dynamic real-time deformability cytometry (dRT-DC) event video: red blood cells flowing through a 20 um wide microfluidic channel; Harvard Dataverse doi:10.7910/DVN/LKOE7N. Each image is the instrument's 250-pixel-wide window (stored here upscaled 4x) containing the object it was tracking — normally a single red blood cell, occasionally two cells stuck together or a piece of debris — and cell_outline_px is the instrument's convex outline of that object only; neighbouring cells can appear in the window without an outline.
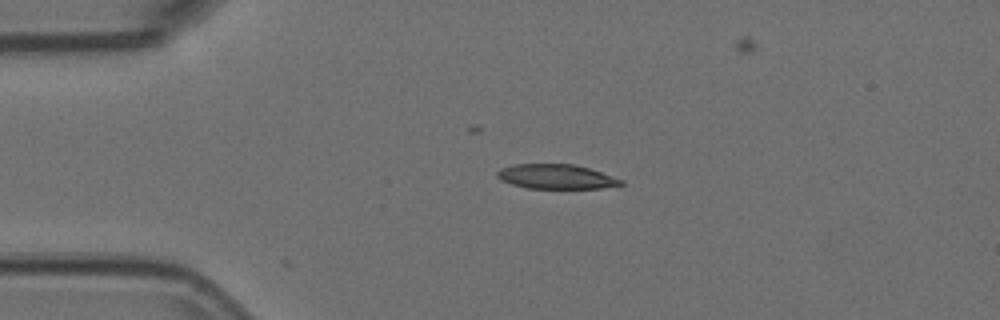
{"species": "Egyptian fruit bat (a non-hibernating species)", "species_latin": "Rousettus aegyptiacus", "temperature_condition": "room temperature", "stored_images_in_passage": 47, "camera_frame_rate_fps": 3000, "um_per_image_px": 0.085, "animal": {"sex": "female"}, "frame": {"image": 1, "passage_image": 11, "time_ms": 3.333, "image_size_px": [1000, 320], "cell_outline_px": [[624, 184], [600, 188], [528, 188], [512, 184], [500, 180], [496, 176], [496, 172], [504, 168], [516, 164], [572, 164], [588, 168], [624, 180]], "centroid_in_image_um": [47.27, 15.01], "position_along_channel_um": 37.7, "area_um2": 17.46}}
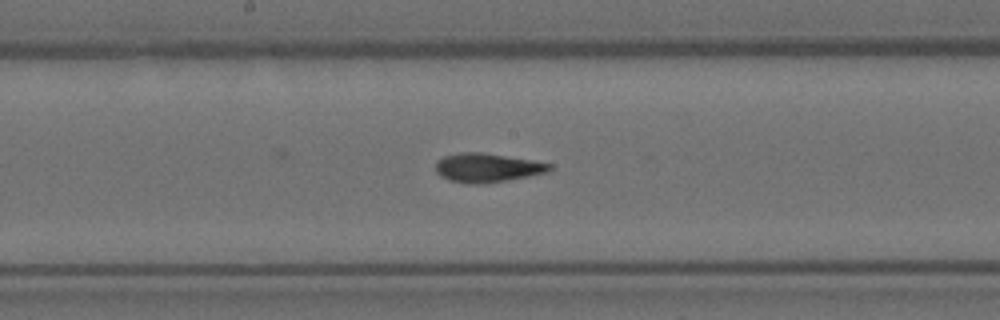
{"frame": {"image": 2, "passage_image": 27, "time_ms": 8.667, "image_size_px": [1000, 320], "cell_outline_px": [[552, 168], [548, 172], [528, 176], [480, 184], [468, 184], [448, 180], [440, 176], [436, 172], [436, 160], [444, 156], [460, 152], [480, 152], [532, 160], [552, 164]], "centroid_in_image_um": [41.37, 14.25], "position_along_channel_um": 206.8, "area_um2": 19.13}}
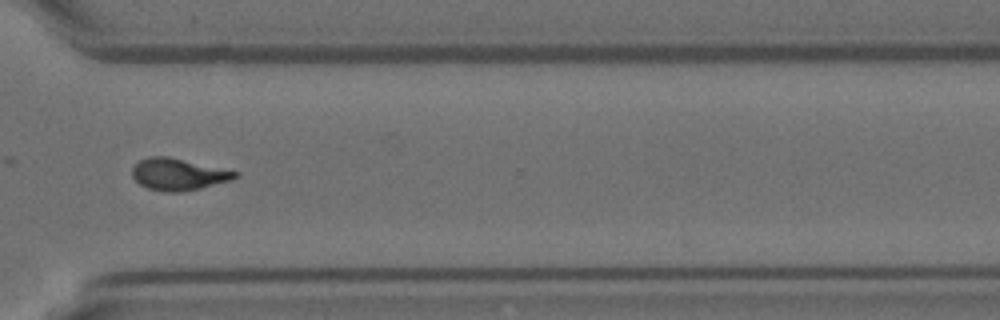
{"frame": {"image": 3, "passage_image": 39, "time_ms": 12.667, "image_size_px": [1000, 320], "cell_outline_px": [[240, 176], [232, 180], [200, 188], [180, 192], [164, 192], [148, 188], [140, 184], [132, 176], [132, 168], [140, 160], [148, 156], [168, 156], [240, 172]], "centroid_in_image_um": [15.18, 14.81], "position_along_channel_um": 355.4, "area_um2": 19.13}, "authors_computed_cell_mechanics": {"area_um2": 18.5538, "velocity_mm_per_s": 3.7271, "shape_relaxation_time_tau1_ms": 4.6928, "shape_relaxation_time_tau2_ms": 2.0409, "deformation_change_tau1": 0.1795, "deformation_change_tau2": 0.0879}}